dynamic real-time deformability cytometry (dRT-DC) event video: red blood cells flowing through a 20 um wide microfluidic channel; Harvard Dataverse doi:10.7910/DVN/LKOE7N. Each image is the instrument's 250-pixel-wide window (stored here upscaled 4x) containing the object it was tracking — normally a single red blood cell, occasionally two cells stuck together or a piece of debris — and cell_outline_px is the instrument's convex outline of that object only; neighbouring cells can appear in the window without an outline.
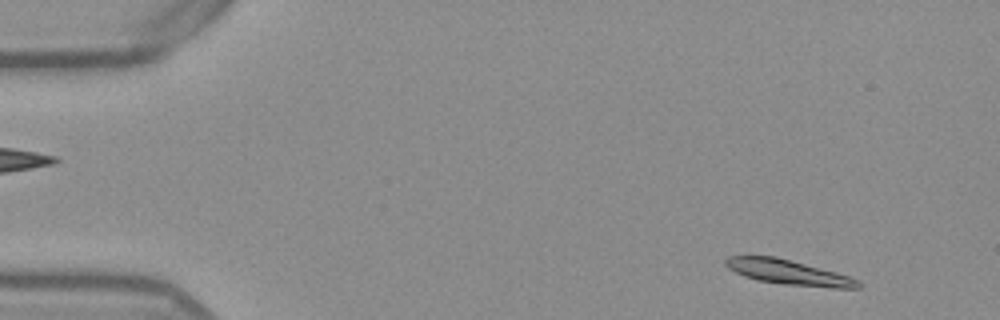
{"species": "Egyptian fruit bat (a non-hibernating species)", "species_latin": "Rousettus aegyptiacus", "temperature_condition": "warm", "stored_images_in_passage": 16, "camera_frame_rate_fps": 3000, "um_per_image_px": 0.085, "frame": {"image": 1, "passage_image": 4, "time_ms": 1.0, "image_size_px": [1000, 320], "cell_outline_px": [[860, 288], [832, 288], [784, 284], [756, 280], [744, 276], [728, 268], [724, 264], [724, 260], [728, 256], [776, 256], [836, 272], [860, 280]], "centroid_in_image_um": [67.01, 23.14], "position_along_channel_um": 18.0, "area_um2": 19.19}}